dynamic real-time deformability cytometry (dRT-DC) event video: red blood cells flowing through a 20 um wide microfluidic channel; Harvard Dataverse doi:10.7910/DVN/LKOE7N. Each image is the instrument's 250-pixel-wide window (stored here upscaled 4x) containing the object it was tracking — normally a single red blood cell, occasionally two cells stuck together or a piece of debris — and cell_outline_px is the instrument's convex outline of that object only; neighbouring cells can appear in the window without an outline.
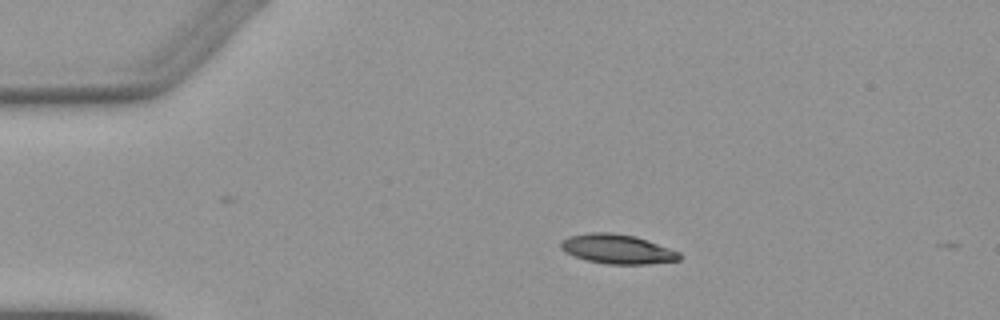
{"species": "Egyptian fruit bat (a non-hibernating species)", "species_latin": "Rousettus aegyptiacus", "temperature_condition": "warm", "stored_images_in_passage": 3, "camera_frame_rate_fps": 3000, "um_per_image_px": 0.085, "animal": {"sex": "female"}, "frame": {"image": 1, "passage_image": 1, "time_ms": 0.0, "image_size_px": [1000, 320], "cell_outline_px": [[680, 260], [644, 264], [608, 264], [588, 260], [576, 256], [560, 248], [560, 244], [568, 236], [588, 232], [612, 232], [636, 236], [680, 252]], "centroid_in_image_um": [52.48, 21.15], "position_along_channel_um": 32.5, "area_um2": 20.11}}